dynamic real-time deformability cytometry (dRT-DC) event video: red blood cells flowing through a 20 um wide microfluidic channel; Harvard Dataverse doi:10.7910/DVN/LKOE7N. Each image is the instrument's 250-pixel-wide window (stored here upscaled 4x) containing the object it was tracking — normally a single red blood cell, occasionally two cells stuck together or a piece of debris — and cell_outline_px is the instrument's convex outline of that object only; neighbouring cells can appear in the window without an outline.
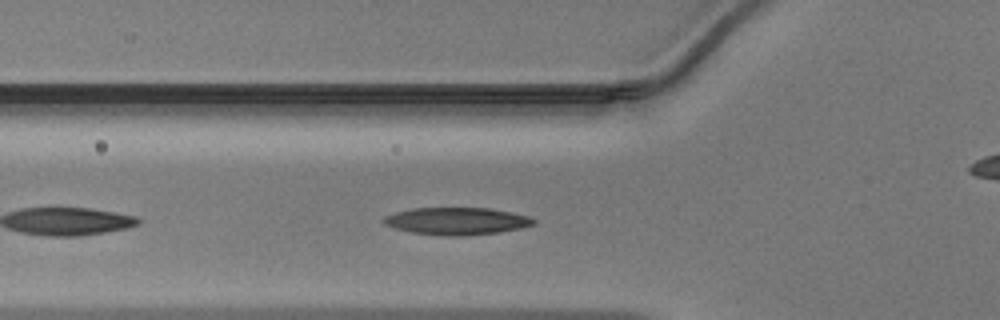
{"species": "Egyptian fruit bat (a non-hibernating species)", "species_latin": "Rousettus aegyptiacus", "temperature_condition": "warm", "stored_images_in_passage": 24, "camera_frame_rate_fps": 3000, "um_per_image_px": 0.085, "animal": {"sex": "male"}, "frame": {"image": 1, "passage_image": 5, "time_ms": 1.333, "image_size_px": [1000, 320], "cell_outline_px": [[536, 224], [520, 228], [496, 232], [464, 236], [440, 236], [412, 232], [396, 228], [384, 224], [380, 220], [384, 216], [396, 212], [412, 208], [492, 208], [512, 212], [528, 216], [536, 220]], "centroid_in_image_um": [38.81, 18.79], "position_along_channel_um": 87.0, "area_um2": 23.93}}
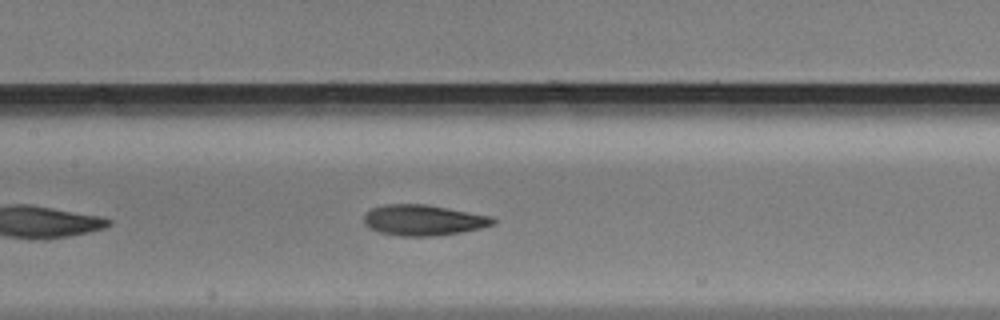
{"frame": {"image": 2, "passage_image": 11, "time_ms": 3.333, "image_size_px": [1000, 320], "cell_outline_px": [[496, 220], [492, 224], [480, 228], [460, 232], [436, 236], [400, 236], [380, 232], [368, 228], [364, 224], [364, 216], [372, 208], [384, 204], [424, 204], [492, 216]], "centroid_in_image_um": [35.95, 18.71], "position_along_channel_um": 171.4, "area_um2": 22.95}}
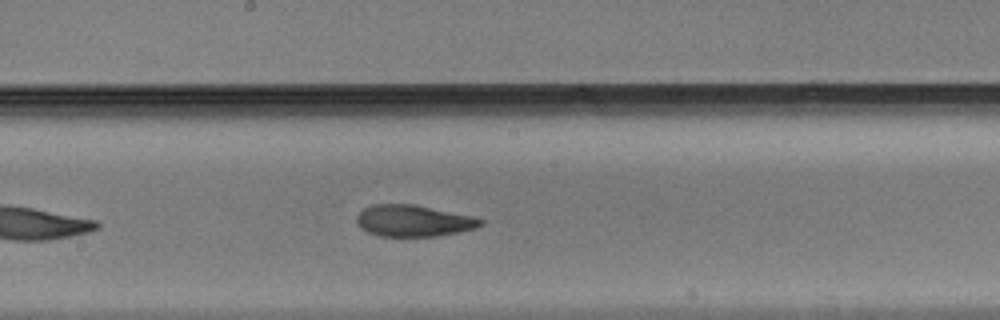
{"frame": {"image": 3, "passage_image": 14, "time_ms": 4.333, "image_size_px": [1000, 320], "cell_outline_px": [[484, 224], [476, 228], [460, 232], [436, 236], [380, 236], [368, 232], [360, 228], [356, 220], [356, 216], [364, 208], [372, 204], [412, 204], [472, 216], [484, 220]], "centroid_in_image_um": [35.14, 18.77], "position_along_channel_um": 213.1, "area_um2": 22.72}}